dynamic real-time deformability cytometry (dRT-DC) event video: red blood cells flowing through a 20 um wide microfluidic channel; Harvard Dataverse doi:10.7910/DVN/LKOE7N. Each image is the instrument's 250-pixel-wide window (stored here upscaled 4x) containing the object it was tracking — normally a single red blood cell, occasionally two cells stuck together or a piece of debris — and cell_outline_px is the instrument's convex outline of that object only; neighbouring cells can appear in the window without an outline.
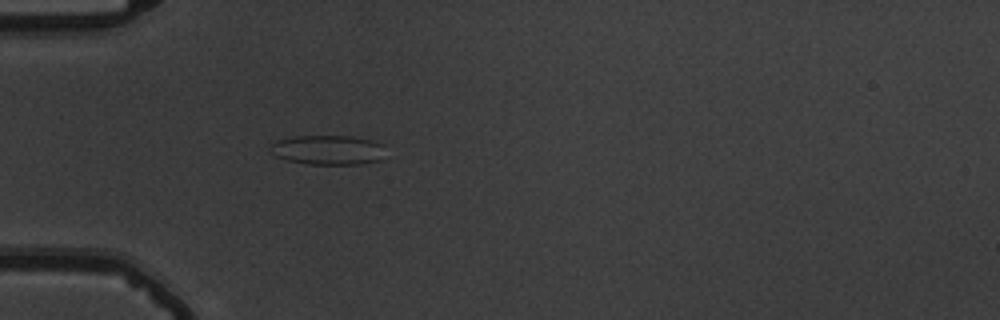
{"species": "common noctule bat (a hibernating species)", "species_latin": "Nyctalus noctula", "temperature_condition": "warm", "stored_images_in_passage": 45, "camera_frame_rate_fps": 3000, "um_per_image_px": 0.085, "animal": {"sex": "male", "body_mass_g": 19.5, "forearm_length_mm": 54.6}, "frame": {"image": 1, "passage_image": 11, "time_ms": 3.333, "image_size_px": [1000, 320], "cell_outline_px": [[384, 144], [380, 160], [360, 164], [308, 164], [288, 160], [276, 156], [268, 148], [276, 140], [296, 136], [348, 136], [372, 140]], "centroid_in_image_um": [27.86, 12.74], "position_along_channel_um": 57.1, "area_um2": 19.71}}
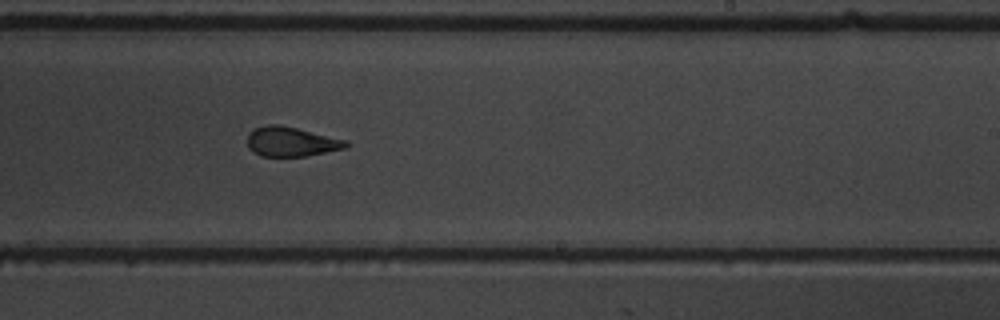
{"frame": {"image": 2, "passage_image": 28, "time_ms": 9.0, "image_size_px": [1000, 320], "cell_outline_px": [[352, 144], [348, 148], [304, 156], [260, 156], [248, 148], [248, 132], [256, 128], [268, 124], [276, 124], [296, 128], [348, 140]], "centroid_in_image_um": [24.79, 12.05], "position_along_channel_um": 264.2, "area_um2": 17.05}}
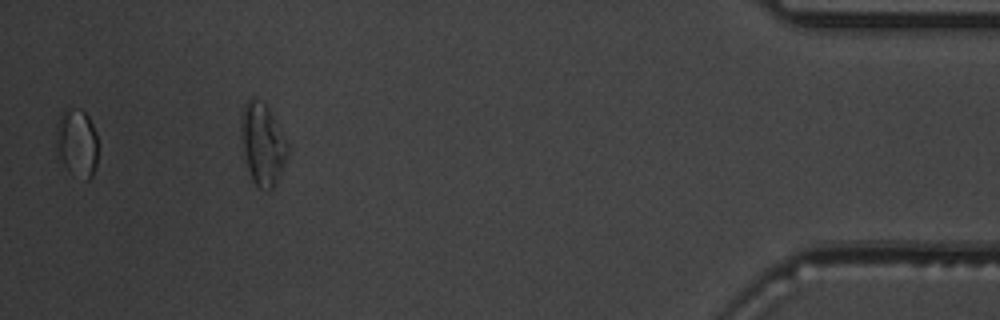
{"frame": {"image": 3, "passage_image": 44, "time_ms": 14.333, "image_size_px": [1000, 320], "cell_outline_px": [[96, 164], [92, 176], [88, 180], [72, 176], [68, 172], [56, 148], [56, 124], [60, 116], [68, 108], [80, 108], [88, 116], [96, 132]], "centroid_in_image_um": [6.53, 12.16], "position_along_channel_um": 428.7, "area_um2": 16.59}, "authors_computed_cell_mechanics": {"area_um2": 18.1492, "velocity_mm_per_s": 3.7968, "shape_relaxation_time_tau1_ms": null, "shape_relaxation_time_tau2_ms": 1.9026, "deformation_change_tau1": null, "deformation_change_tau2": 0.1071}}